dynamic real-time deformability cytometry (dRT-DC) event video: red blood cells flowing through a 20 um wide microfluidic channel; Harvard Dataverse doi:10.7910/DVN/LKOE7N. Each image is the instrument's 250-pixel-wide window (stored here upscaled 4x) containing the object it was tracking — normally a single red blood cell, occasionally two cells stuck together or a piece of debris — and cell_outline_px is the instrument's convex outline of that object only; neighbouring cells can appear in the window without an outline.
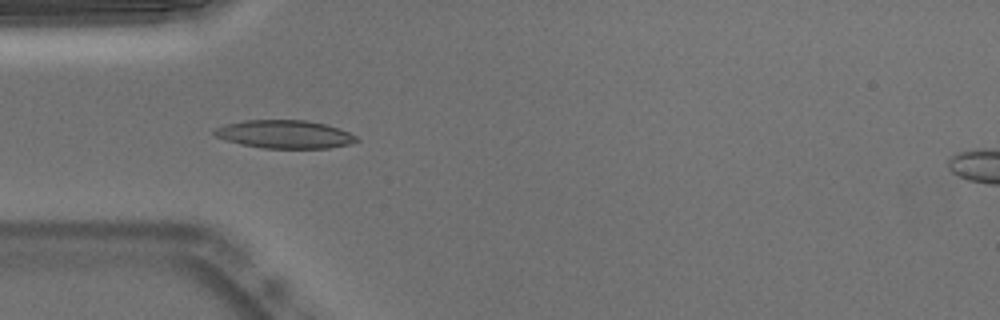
{"species": "Egyptian fruit bat (a non-hibernating species)", "species_latin": "Rousettus aegyptiacus", "temperature_condition": "warm", "stored_images_in_passage": 3, "camera_frame_rate_fps": 3000, "um_per_image_px": 0.085, "animal": {"sex": "male"}, "frame": {"image": 1, "passage_image": 1, "time_ms": 0.0, "image_size_px": [1000, 320], "cell_outline_px": [[360, 140], [348, 144], [328, 148], [264, 148], [240, 144], [216, 136], [212, 132], [216, 128], [228, 124], [244, 120], [304, 120], [324, 124], [340, 128], [356, 136]], "centroid_in_image_um": [24.21, 11.41], "position_along_channel_um": 60.8, "area_um2": 23.06}}